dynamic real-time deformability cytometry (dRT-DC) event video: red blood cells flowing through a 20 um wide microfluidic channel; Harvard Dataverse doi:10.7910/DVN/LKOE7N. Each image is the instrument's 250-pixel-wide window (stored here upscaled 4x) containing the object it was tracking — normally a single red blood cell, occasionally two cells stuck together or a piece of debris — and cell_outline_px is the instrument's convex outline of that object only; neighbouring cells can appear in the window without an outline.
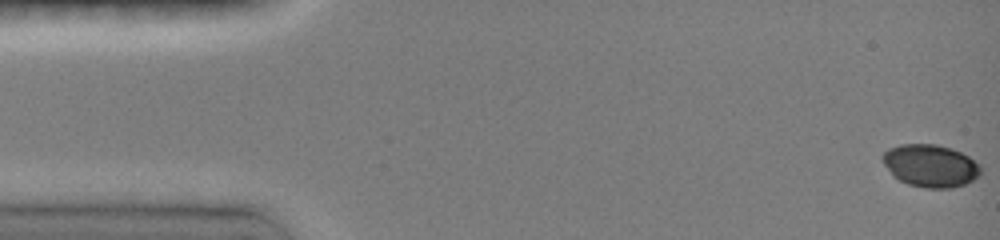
{"species": "common noctule bat (a hibernating species)", "species_latin": "Nyctalus noctula", "temperature_condition": "room temperature", "stored_images_in_passage": 32, "camera_frame_rate_fps": 3000, "um_per_image_px": 0.085, "animal": {"sex": "female", "body_mass_g": 19.0, "forearm_length_mm": 51.5}, "frame": {"image": 1, "passage_image": 1, "time_ms": 0.0, "image_size_px": [1000, 240], "cell_outline_px": [[980, 176], [964, 184], [952, 188], [924, 188], [908, 184], [892, 176], [884, 164], [880, 156], [888, 148], [900, 144], [936, 144], [960, 152], [968, 156], [980, 168]], "centroid_in_image_um": [79.03, 14.09], "position_along_channel_um": 6.0, "area_um2": 24.22}}
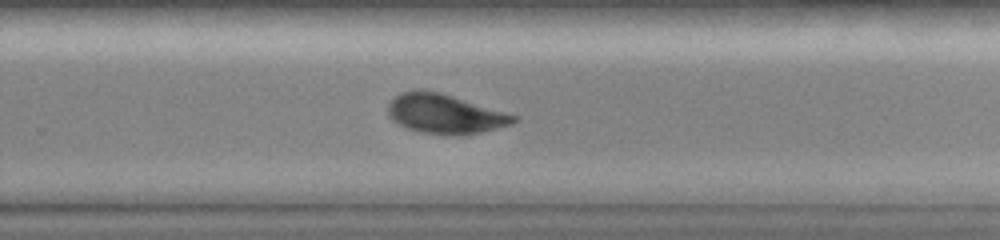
{"frame": {"image": 2, "passage_image": 22, "time_ms": 10.333, "image_size_px": [1000, 240], "cell_outline_px": [[520, 116], [512, 124], [480, 132], [420, 132], [404, 128], [392, 120], [388, 116], [388, 104], [396, 96], [404, 92], [416, 88], [424, 88], [440, 92]], "centroid_in_image_um": [37.78, 9.62], "position_along_channel_um": 292.0, "area_um2": 28.32}}
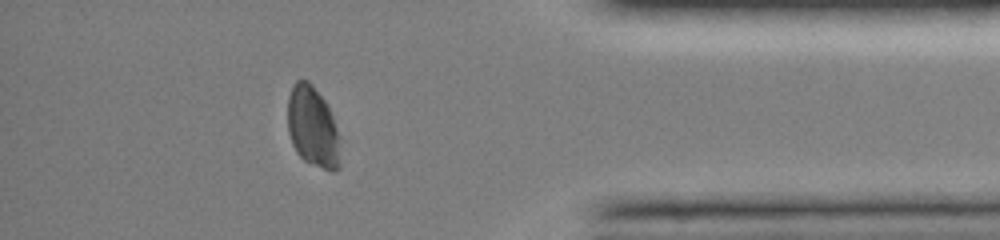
{"frame": {"image": 3, "passage_image": 29, "time_ms": 13.667, "image_size_px": [1000, 240], "cell_outline_px": [[340, 168], [332, 172], [304, 160], [296, 152], [292, 144], [288, 132], [288, 96], [296, 80], [308, 80], [312, 84], [324, 100], [332, 116], [340, 136]], "centroid_in_image_um": [26.59, 10.81], "position_along_channel_um": 408.6, "area_um2": 24.8}, "authors_computed_cell_mechanics": {"area_um2": 27.9463, "velocity_mm_per_s": 4.0161, "shape_relaxation_time_tau1_ms": 1.9254, "shape_relaxation_time_tau2_ms": null, "deformation_change_tau1": 0.0445, "deformation_change_tau2": null}}